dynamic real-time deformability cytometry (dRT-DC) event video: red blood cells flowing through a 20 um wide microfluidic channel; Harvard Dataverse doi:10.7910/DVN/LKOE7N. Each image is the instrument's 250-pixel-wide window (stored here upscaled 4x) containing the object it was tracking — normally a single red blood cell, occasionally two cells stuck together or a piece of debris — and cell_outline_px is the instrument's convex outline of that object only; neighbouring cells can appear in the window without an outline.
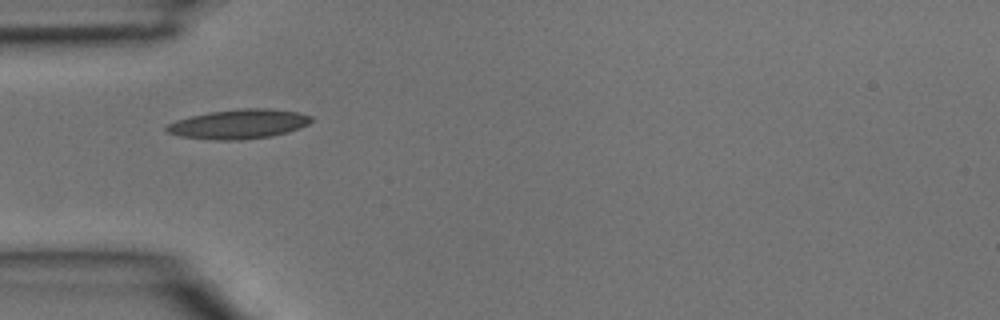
{"species": "common noctule bat (a hibernating species)", "species_latin": "Nyctalus noctula", "temperature_condition": "room temperature", "stored_images_in_passage": 2, "camera_frame_rate_fps": 3000, "um_per_image_px": 0.085, "animal": {"sex": "male", "body_mass_g": 15.6}, "frame": {"image": 1, "passage_image": 1, "time_ms": 0.0, "image_size_px": [1000, 320], "cell_outline_px": [[312, 120], [308, 124], [300, 128], [288, 132], [272, 136], [240, 140], [212, 140], [180, 136], [168, 132], [164, 128], [168, 124], [176, 120], [208, 112], [240, 108], [268, 108], [300, 112], [312, 116]], "centroid_in_image_um": [20.32, 10.54], "position_along_channel_um": 64.7, "area_um2": 24.97}}